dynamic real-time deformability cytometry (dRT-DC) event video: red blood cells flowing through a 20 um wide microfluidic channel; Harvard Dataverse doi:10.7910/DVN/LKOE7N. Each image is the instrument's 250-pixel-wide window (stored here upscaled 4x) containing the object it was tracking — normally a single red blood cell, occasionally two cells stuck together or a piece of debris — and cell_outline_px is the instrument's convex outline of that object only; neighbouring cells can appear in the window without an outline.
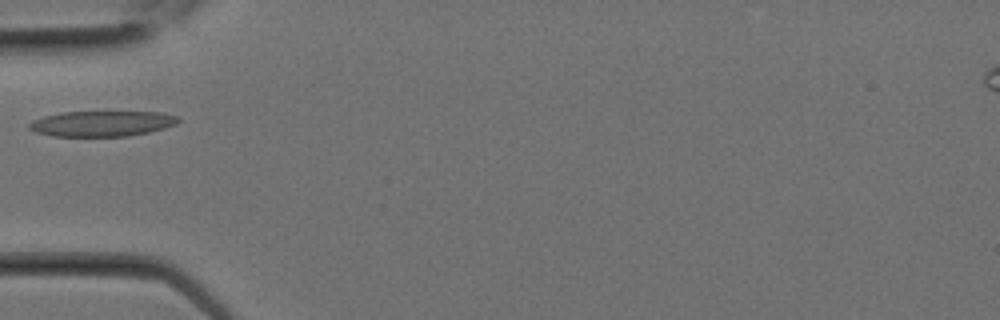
{"species": "Egyptian fruit bat (a non-hibernating species)", "species_latin": "Rousettus aegyptiacus", "temperature_condition": "room temperature", "stored_images_in_passage": 1, "camera_frame_rate_fps": 3000, "um_per_image_px": 0.085, "animal": {"sex": "female"}, "frame": {"image": 1, "passage_image": 1, "time_ms": 0.0, "image_size_px": [1000, 320], "cell_outline_px": [[180, 120], [176, 124], [164, 128], [148, 132], [128, 136], [52, 136], [36, 132], [28, 128], [28, 124], [32, 120], [44, 116], [60, 112], [160, 112], [180, 116]], "centroid_in_image_um": [8.66, 10.5], "position_along_channel_um": 76.3, "area_um2": 22.2}}